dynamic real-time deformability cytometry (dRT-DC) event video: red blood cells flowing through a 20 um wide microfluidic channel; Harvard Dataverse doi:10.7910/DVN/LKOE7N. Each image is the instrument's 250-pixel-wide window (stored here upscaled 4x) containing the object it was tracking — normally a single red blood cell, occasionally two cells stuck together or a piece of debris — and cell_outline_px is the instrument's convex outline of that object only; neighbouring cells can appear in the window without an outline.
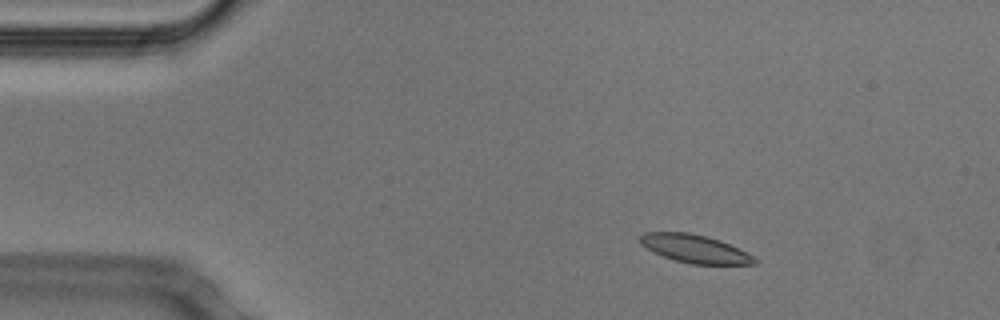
{"species": "Egyptian fruit bat (a non-hibernating species)", "species_latin": "Rousettus aegyptiacus", "temperature_condition": "cold", "stored_images_in_passage": 52, "segment_of_instrument_passage": [1, 2], "camera_frame_rate_fps": 3000, "um_per_image_px": 0.085, "animal": {"sex": "male"}, "frame": {"image": 1, "passage_image": 7, "time_ms": 2.0, "image_size_px": [1000, 320], "cell_outline_px": [[756, 264], [692, 264], [676, 260], [664, 256], [640, 244], [640, 236], [644, 232], [688, 232], [708, 236], [720, 240], [752, 256], [756, 260]], "centroid_in_image_um": [59.03, 21.13], "position_along_channel_um": 26.0, "area_um2": 18.32}}
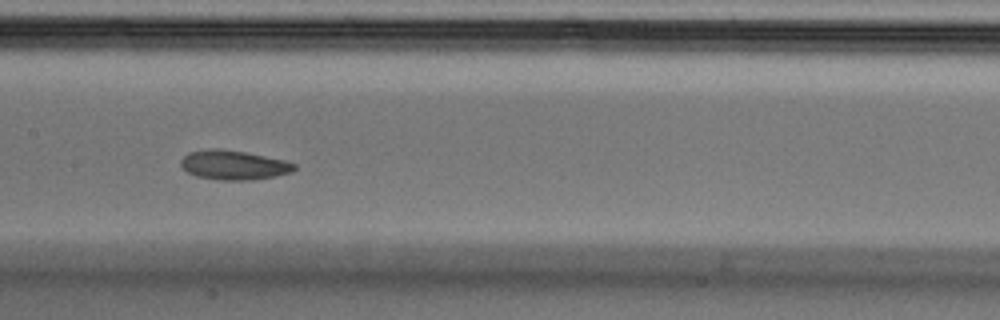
{"frame": {"image": 2, "passage_image": 25, "time_ms": 8.0, "image_size_px": [1000, 320], "cell_outline_px": [[296, 168], [292, 172], [276, 176], [252, 180], [220, 180], [196, 176], [180, 168], [180, 160], [188, 152], [212, 148], [220, 148], [244, 152], [284, 160], [296, 164]], "centroid_in_image_um": [19.84, 14.03], "position_along_channel_um": 187.6, "area_um2": 19.54}}
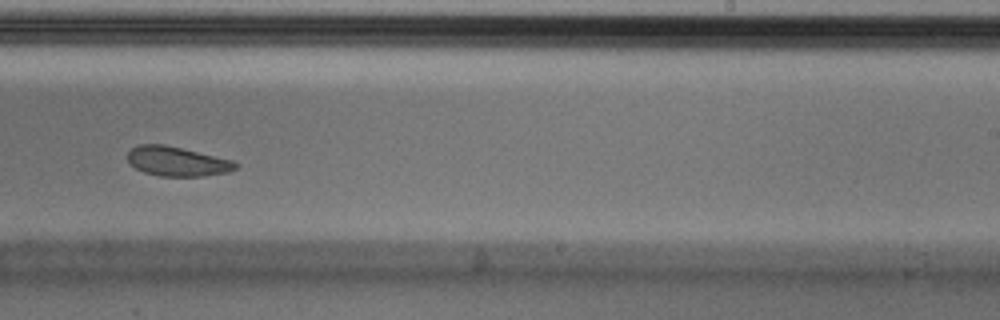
{"frame": {"image": 3, "passage_image": 32, "time_ms": 10.333, "image_size_px": [1000, 320], "cell_outline_px": [[240, 164], [236, 168], [228, 172], [204, 176], [160, 176], [144, 172], [136, 168], [128, 160], [128, 152], [132, 148], [140, 144], [164, 144], [232, 160]], "centroid_in_image_um": [15.07, 13.72], "position_along_channel_um": 273.9, "area_um2": 18.38}}